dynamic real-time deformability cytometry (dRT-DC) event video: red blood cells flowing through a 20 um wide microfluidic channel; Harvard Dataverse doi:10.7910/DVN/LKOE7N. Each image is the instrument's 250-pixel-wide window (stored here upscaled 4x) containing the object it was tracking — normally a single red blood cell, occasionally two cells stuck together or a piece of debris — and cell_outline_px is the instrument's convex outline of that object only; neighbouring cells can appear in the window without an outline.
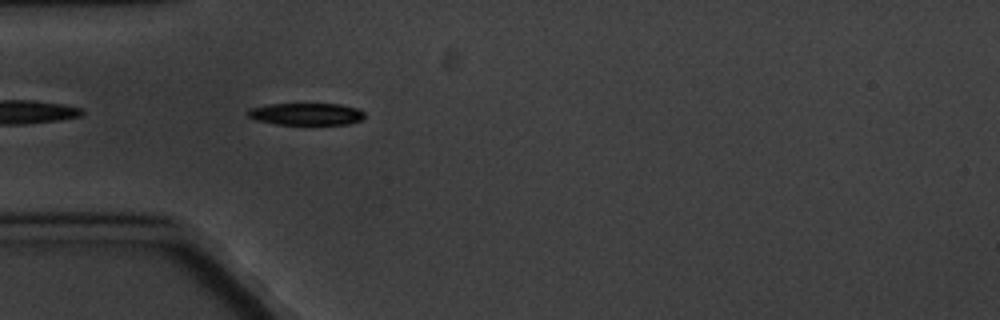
{"species": "common noctule bat (a hibernating species)", "species_latin": "Nyctalus noctula", "temperature_condition": "cold", "stored_images_in_passage": 3, "camera_frame_rate_fps": 3000, "um_per_image_px": 0.085, "animal": {"sex": "male", "body_mass_g": 20.1, "forearm_length_mm": 53.5}, "frame": {"image": 1, "passage_image": 3, "time_ms": 2.333, "image_size_px": [1000, 320], "cell_outline_px": [[364, 116], [360, 120], [348, 124], [276, 124], [256, 120], [248, 116], [244, 112], [248, 108], [268, 104], [340, 104], [356, 108], [364, 112]], "centroid_in_image_um": [25.96, 9.68], "position_along_channel_um": 59.0, "area_um2": 15.03}}